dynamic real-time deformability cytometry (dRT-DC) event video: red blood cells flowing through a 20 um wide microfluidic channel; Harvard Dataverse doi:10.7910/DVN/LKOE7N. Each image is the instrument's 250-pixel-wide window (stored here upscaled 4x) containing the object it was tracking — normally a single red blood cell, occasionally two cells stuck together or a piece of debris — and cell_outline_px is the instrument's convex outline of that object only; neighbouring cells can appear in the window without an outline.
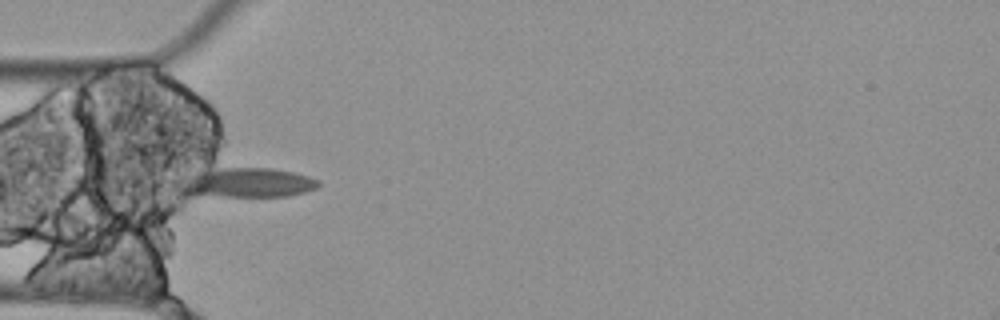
{"species": "Egyptian fruit bat (a non-hibernating species)", "species_latin": "Rousettus aegyptiacus", "temperature_condition": "cold", "stored_images_in_passage": 6, "camera_frame_rate_fps": 3000, "um_per_image_px": 0.085, "animal": {"sex": "female"}, "frame": {"image": 1, "passage_image": 1, "time_ms": 0.0, "image_size_px": [1000, 320], "cell_outline_px": [[320, 184], [316, 188], [304, 192], [288, 196], [224, 196], [192, 192], [184, 184], [184, 180], [196, 172], [224, 168], [268, 168], [292, 172], [308, 176], [320, 180]], "centroid_in_image_um": [21.25, 15.51], "position_along_channel_um": 63.7, "area_um2": 22.54}}
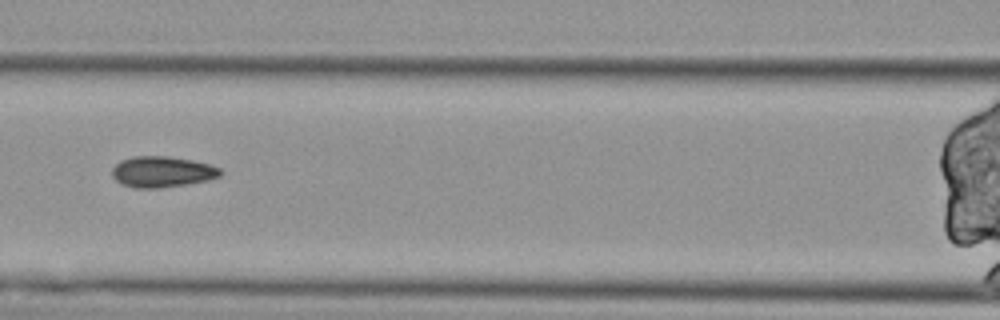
{"frame": {"image": 2, "passage_image": 3, "time_ms": 0.667, "image_size_px": [1000, 320], "cell_outline_px": [[224, 172], [220, 176], [204, 180], [184, 184], [156, 188], [136, 188], [120, 184], [112, 176], [112, 168], [120, 160], [132, 156], [168, 156], [192, 160], [212, 164], [220, 168]], "centroid_in_image_um": [13.76, 14.59], "position_along_channel_um": 152.8, "area_um2": 19.54}}
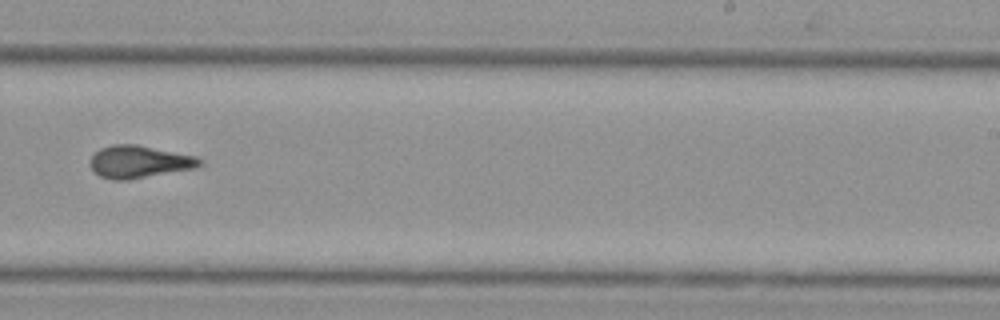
{"frame": {"image": 3, "passage_image": 6, "time_ms": 1.667, "image_size_px": [1000, 320], "cell_outline_px": [[204, 164], [196, 168], [128, 180], [112, 180], [100, 176], [88, 164], [88, 160], [100, 148], [112, 144], [136, 144], [196, 156], [204, 160]], "centroid_in_image_um": [11.84, 13.75], "position_along_channel_um": 277.2, "area_um2": 20.92}}